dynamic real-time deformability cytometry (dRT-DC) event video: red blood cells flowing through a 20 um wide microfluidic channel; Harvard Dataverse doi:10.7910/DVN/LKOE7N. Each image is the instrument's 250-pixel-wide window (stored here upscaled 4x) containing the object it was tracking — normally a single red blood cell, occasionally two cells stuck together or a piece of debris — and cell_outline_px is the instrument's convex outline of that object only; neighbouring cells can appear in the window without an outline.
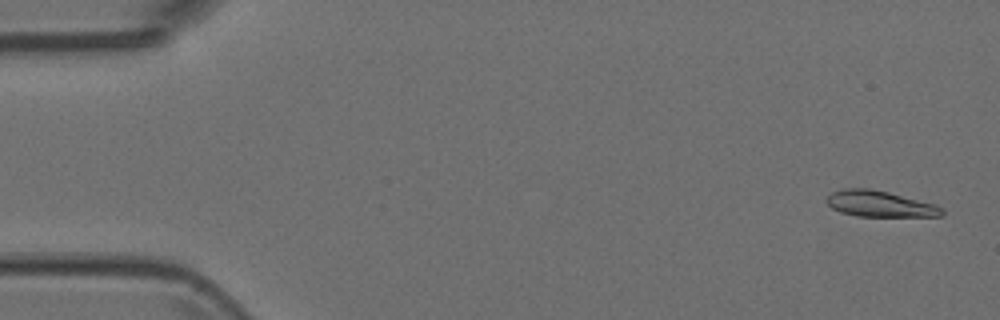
{"species": "Egyptian fruit bat (a non-hibernating species)", "species_latin": "Rousettus aegyptiacus", "temperature_condition": "room temperature", "stored_images_in_passage": 4, "camera_frame_rate_fps": 3000, "um_per_image_px": 0.085, "animal": {"sex": "female"}, "frame": {"image": 1, "passage_image": 1, "time_ms": 0.0, "image_size_px": [1000, 320], "cell_outline_px": [[944, 216], [856, 216], [840, 212], [832, 208], [824, 200], [832, 192], [840, 188], [872, 188], [936, 204], [944, 208]], "centroid_in_image_um": [74.78, 17.32], "position_along_channel_um": 10.2, "area_um2": 17.69}}
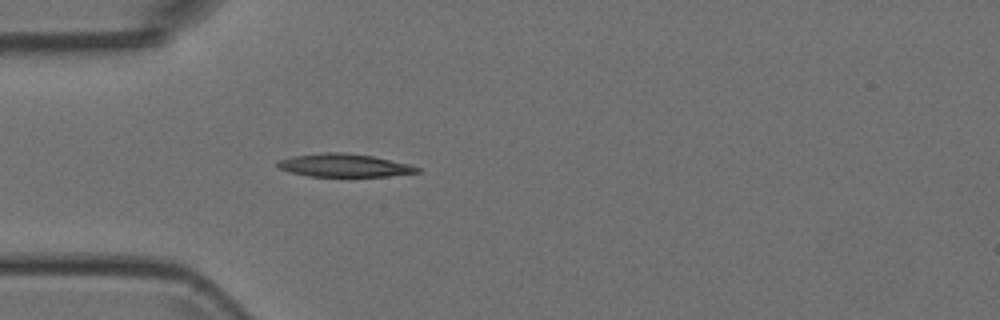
{"frame": {"image": 2, "passage_image": 4, "time_ms": 1.0, "image_size_px": [1000, 320], "cell_outline_px": [[420, 172], [388, 176], [308, 176], [288, 172], [280, 168], [276, 164], [280, 160], [292, 156], [324, 152], [344, 152], [372, 156], [408, 164], [420, 168]], "centroid_in_image_um": [29.23, 14.05], "position_along_channel_um": 55.8, "area_um2": 18.61}}